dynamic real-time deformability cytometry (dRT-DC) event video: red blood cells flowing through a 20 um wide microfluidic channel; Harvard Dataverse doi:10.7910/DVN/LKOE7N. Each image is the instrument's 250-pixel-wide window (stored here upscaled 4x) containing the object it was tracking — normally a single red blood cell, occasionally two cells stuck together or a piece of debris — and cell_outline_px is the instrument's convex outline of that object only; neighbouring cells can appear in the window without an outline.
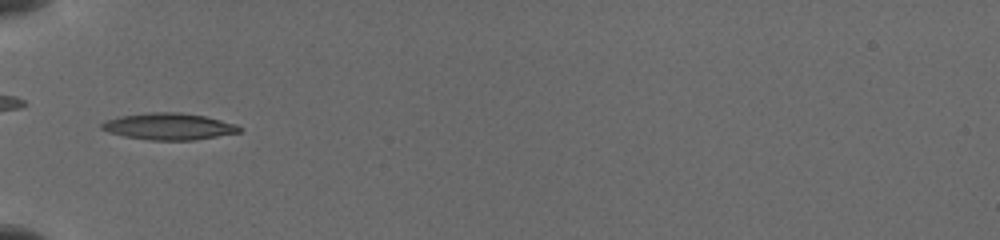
{"species": "common noctule bat (a hibernating species)", "species_latin": "Nyctalus noctula", "temperature_condition": "cold", "stored_images_in_passage": 7, "camera_frame_rate_fps": 3000, "um_per_image_px": 0.085, "animal": {"sex": "female", "body_mass_g": 19.5, "forearm_length_mm": 54.1}, "frame": {"image": 1, "passage_image": 1, "time_ms": 0.0, "image_size_px": [1000, 240], "cell_outline_px": [[244, 128], [240, 132], [196, 140], [152, 140], [124, 136], [108, 132], [100, 128], [100, 124], [104, 120], [120, 116], [148, 112], [180, 112], [204, 116], [236, 124]], "centroid_in_image_um": [14.34, 10.74], "position_along_channel_um": 70.7, "area_um2": 21.5}}
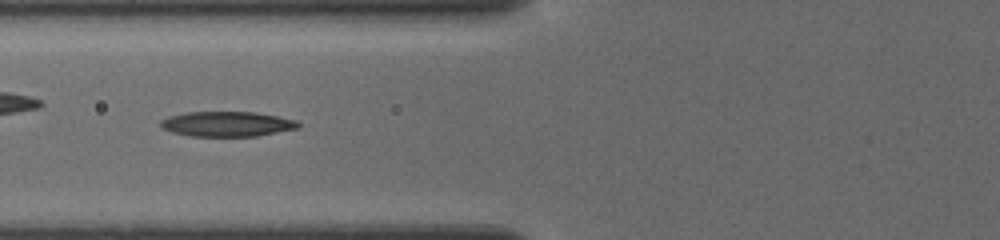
{"frame": {"image": 2, "passage_image": 4, "time_ms": 1.0, "image_size_px": [1000, 240], "cell_outline_px": [[300, 128], [256, 136], [188, 136], [172, 132], [160, 128], [160, 120], [168, 116], [188, 112], [256, 112], [296, 120], [300, 124]], "centroid_in_image_um": [19.27, 10.54], "position_along_channel_um": 106.5, "area_um2": 20.17}}
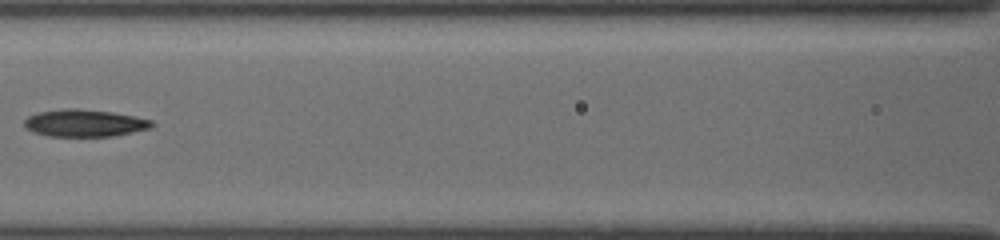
{"frame": {"image": 3, "passage_image": 7, "time_ms": 2.333, "image_size_px": [1000, 240], "cell_outline_px": [[156, 124], [152, 128], [112, 136], [48, 136], [24, 128], [24, 120], [28, 116], [40, 112], [64, 108], [76, 108], [112, 112], [152, 120]], "centroid_in_image_um": [7.2, 10.46], "position_along_channel_um": 159.4, "area_um2": 20.17}}